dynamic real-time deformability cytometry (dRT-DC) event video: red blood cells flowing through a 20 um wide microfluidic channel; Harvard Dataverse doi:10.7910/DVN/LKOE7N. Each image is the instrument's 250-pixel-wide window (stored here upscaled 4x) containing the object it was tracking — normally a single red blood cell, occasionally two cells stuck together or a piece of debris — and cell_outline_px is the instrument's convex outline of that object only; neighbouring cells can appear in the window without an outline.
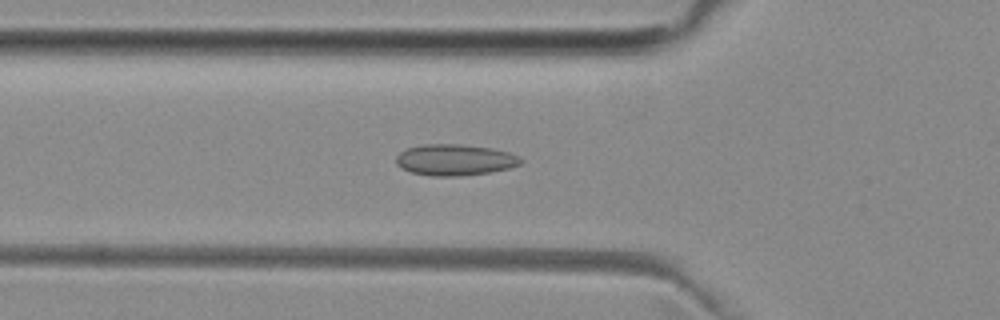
{"species": "common noctule bat (a hibernating species)", "species_latin": "Nyctalus noctula", "temperature_condition": "room temperature", "stored_images_in_passage": 43, "camera_frame_rate_fps": 3000, "um_per_image_px": 0.085, "animal": {"sex": "female", "body_mass_g": 29.2, "forearm_length_mm": 56.3}, "frame": {"image": 1, "passage_image": 16, "time_ms": 5.0, "image_size_px": [1000, 320], "cell_outline_px": [[524, 160], [520, 164], [508, 168], [488, 172], [460, 176], [432, 176], [412, 172], [396, 164], [396, 156], [400, 152], [408, 148], [424, 144], [460, 144], [492, 148], [508, 152], [520, 156]], "centroid_in_image_um": [38.68, 13.58], "position_along_channel_um": 87.1, "area_um2": 22.54}}
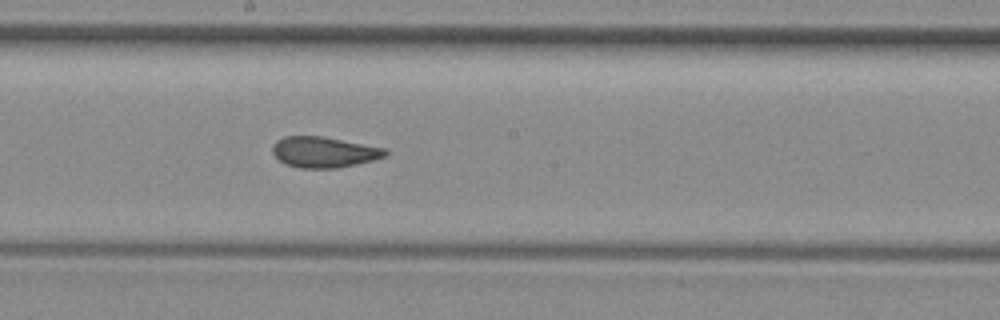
{"frame": {"image": 2, "passage_image": 26, "time_ms": 8.333, "image_size_px": [1000, 320], "cell_outline_px": [[388, 156], [356, 164], [336, 168], [300, 168], [284, 164], [272, 152], [272, 144], [276, 140], [284, 136], [320, 136], [384, 148], [388, 152]], "centroid_in_image_um": [27.5, 12.93], "position_along_channel_um": 220.7, "area_um2": 20.11}}
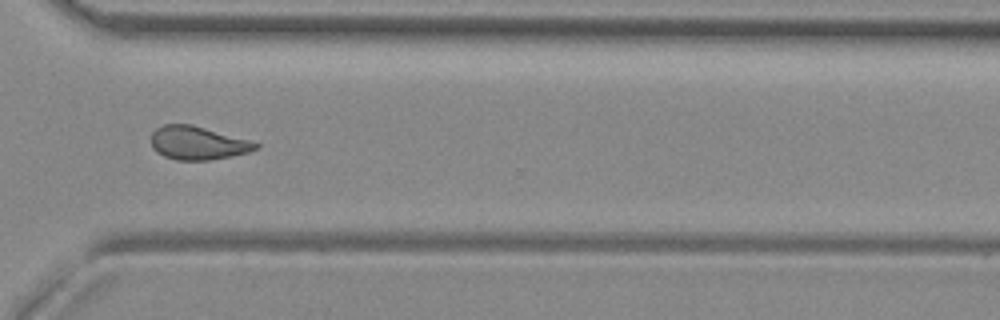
{"frame": {"image": 3, "passage_image": 36, "time_ms": 11.667, "image_size_px": [1000, 320], "cell_outline_px": [[260, 148], [248, 152], [208, 160], [176, 160], [164, 156], [156, 152], [152, 148], [152, 132], [156, 128], [164, 124], [192, 124], [248, 140], [260, 144]], "centroid_in_image_um": [16.78, 12.15], "position_along_channel_um": 353.8, "area_um2": 20.17}}